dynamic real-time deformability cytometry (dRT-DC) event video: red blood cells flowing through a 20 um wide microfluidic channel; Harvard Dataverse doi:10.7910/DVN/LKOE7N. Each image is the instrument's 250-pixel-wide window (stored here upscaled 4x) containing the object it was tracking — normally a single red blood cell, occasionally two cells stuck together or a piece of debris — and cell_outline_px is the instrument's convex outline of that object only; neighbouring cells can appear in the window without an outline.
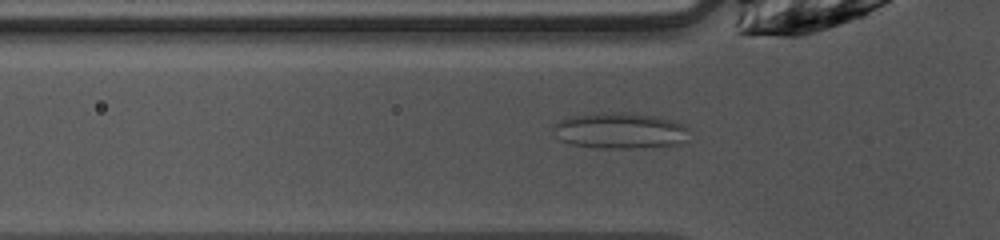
{"species": "common noctule bat (a hibernating species)", "species_latin": "Nyctalus noctula", "temperature_condition": "warm", "stored_images_in_passage": 38, "camera_frame_rate_fps": 3000, "um_per_image_px": 0.085, "animal": {"sex": "female", "body_mass_g": 10.0, "forearm_length_mm": 53.1}, "frame": {"image": 1, "passage_image": 4, "time_ms": 1.0, "image_size_px": [1000, 240], "cell_outline_px": [[688, 128], [684, 140], [680, 144], [632, 148], [596, 148], [572, 144], [560, 140], [552, 132], [552, 124], [560, 120], [572, 116], [596, 112], [632, 112], [656, 116], [676, 120]], "centroid_in_image_um": [52.65, 11.08], "position_along_channel_um": 73.2, "area_um2": 28.84}}
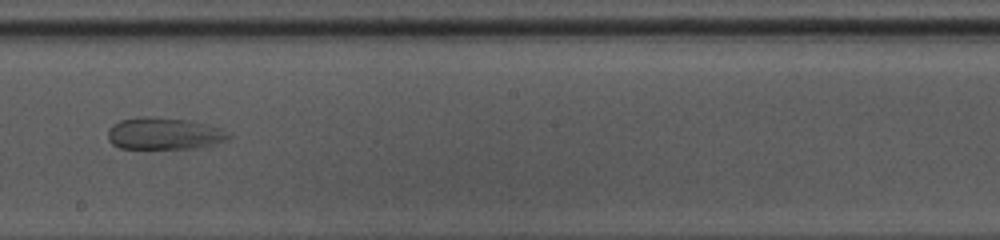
{"frame": {"image": 2, "passage_image": 16, "time_ms": 5.0, "image_size_px": [1000, 240], "cell_outline_px": [[232, 136], [228, 140], [212, 144], [192, 148], [120, 148], [112, 144], [108, 140], [108, 128], [112, 124], [120, 120], [136, 116], [148, 116], [184, 120], [204, 124], [216, 128]], "centroid_in_image_um": [13.84, 11.35], "position_along_channel_um": 234.4, "area_um2": 22.14}}
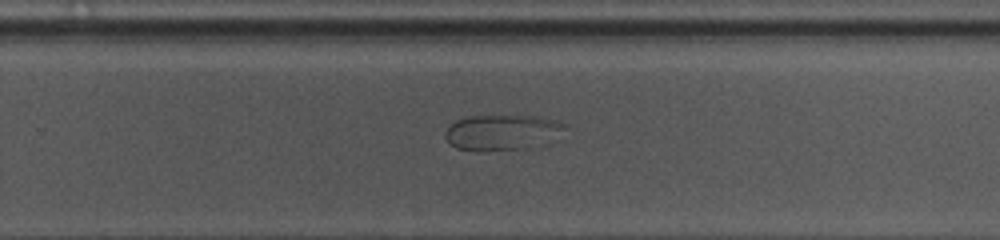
{"frame": {"image": 3, "passage_image": 20, "time_ms": 6.333, "image_size_px": [1000, 240], "cell_outline_px": [[568, 124], [532, 148], [456, 148], [448, 144], [444, 136], [444, 132], [456, 120], [468, 116], [536, 116]], "centroid_in_image_um": [42.55, 11.2], "position_along_channel_um": 287.2, "area_um2": 23.24}}